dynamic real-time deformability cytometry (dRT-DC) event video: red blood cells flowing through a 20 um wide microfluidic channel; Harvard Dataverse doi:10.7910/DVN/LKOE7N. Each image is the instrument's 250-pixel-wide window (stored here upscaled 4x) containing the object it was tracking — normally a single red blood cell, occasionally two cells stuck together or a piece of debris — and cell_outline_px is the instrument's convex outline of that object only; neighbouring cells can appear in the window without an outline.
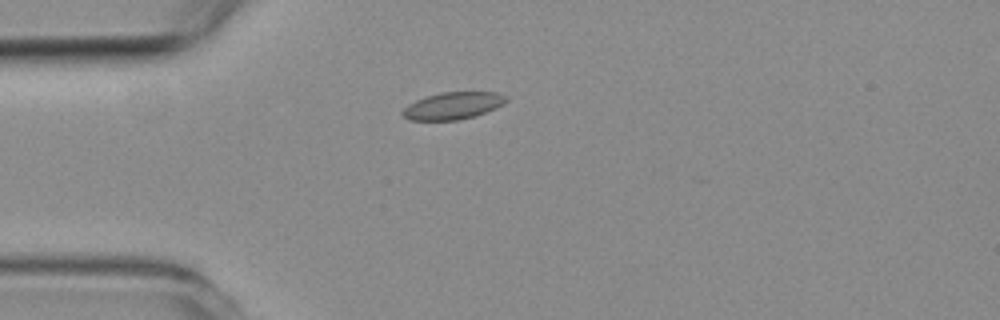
{"species": "common noctule bat (a hibernating species)", "species_latin": "Nyctalus noctula", "temperature_condition": "room temperature", "stored_images_in_passage": 4, "camera_frame_rate_fps": 3000, "um_per_image_px": 0.085, "animal": {"sex": "female", "body_mass_g": 19.3, "forearm_length_mm": 54.1}, "frame": {"image": 1, "passage_image": 3, "time_ms": 3.0, "image_size_px": [1000, 320], "cell_outline_px": [[508, 100], [504, 104], [496, 108], [472, 116], [456, 120], [408, 120], [400, 112], [408, 104], [416, 100], [440, 92], [496, 92], [508, 96]], "centroid_in_image_um": [38.5, 8.98], "position_along_channel_um": 46.5, "area_um2": 16.3}}